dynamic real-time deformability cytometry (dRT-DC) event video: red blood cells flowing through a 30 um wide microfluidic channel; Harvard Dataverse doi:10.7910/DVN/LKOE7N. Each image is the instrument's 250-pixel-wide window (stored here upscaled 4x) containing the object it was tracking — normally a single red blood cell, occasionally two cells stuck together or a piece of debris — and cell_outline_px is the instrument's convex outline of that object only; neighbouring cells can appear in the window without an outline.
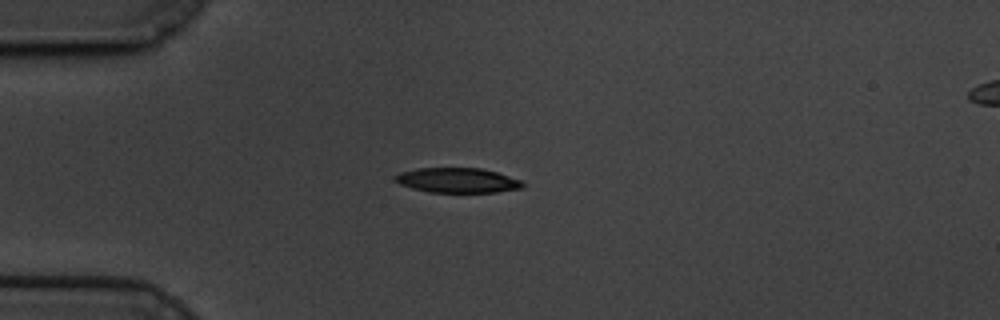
{"species": "common noctule bat (a hibernating species)", "species_latin": "Nyctalus noctula", "temperature_condition": "cold", "stored_images_in_passage": 45, "camera_frame_rate_fps": 3000, "um_per_image_px": 0.085, "animal": {"sex": "male", "body_mass_g": 19.5, "forearm_length_mm": 54.6}, "frame": {"image": 1, "passage_image": 1, "time_ms": 0.0, "image_size_px": [1000, 320], "cell_outline_px": [[524, 188], [496, 192], [428, 192], [412, 188], [400, 184], [396, 180], [396, 176], [400, 172], [420, 168], [480, 168], [496, 172], [520, 180], [524, 184]], "centroid_in_image_um": [38.91, 15.33], "position_along_channel_um": 46.1, "area_um2": 18.26}}
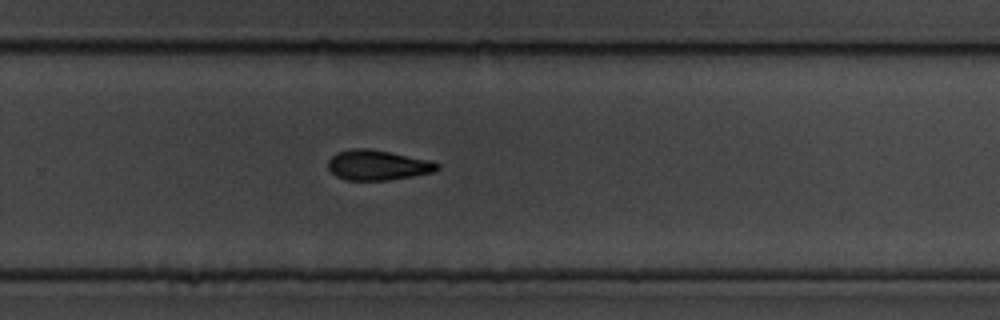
{"frame": {"image": 2, "passage_image": 25, "time_ms": 8.0, "image_size_px": [1000, 320], "cell_outline_px": [[440, 168], [436, 172], [388, 180], [348, 180], [336, 176], [328, 168], [328, 160], [336, 152], [352, 148], [368, 148], [432, 160], [440, 164]], "centroid_in_image_um": [32.13, 14.03], "position_along_channel_um": 297.7, "area_um2": 19.31}}
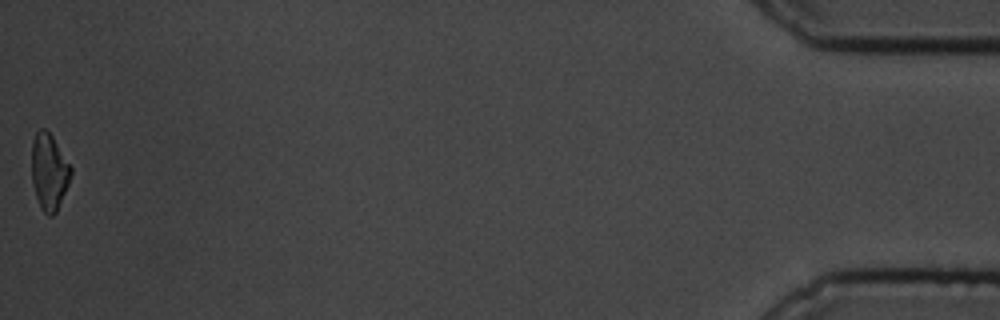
{"frame": {"image": 3, "passage_image": 45, "time_ms": 14.667, "image_size_px": [1000, 320], "cell_outline_px": [[72, 172], [68, 184], [56, 212], [52, 216], [48, 216], [40, 208], [36, 196], [32, 180], [32, 140], [36, 132], [40, 128], [44, 128], [52, 136], [72, 168]], "centroid_in_image_um": [4.16, 14.6], "position_along_channel_um": 431.0, "area_um2": 17.28}, "authors_computed_cell_mechanics": {"area_um2": 19.3052, "velocity_mm_per_s": 3.3867, "shape_relaxation_time_tau1_ms": 3.6478, "shape_relaxation_time_tau2_ms": null, "deformation_change_tau1": 0.1157, "deformation_change_tau2": null}}